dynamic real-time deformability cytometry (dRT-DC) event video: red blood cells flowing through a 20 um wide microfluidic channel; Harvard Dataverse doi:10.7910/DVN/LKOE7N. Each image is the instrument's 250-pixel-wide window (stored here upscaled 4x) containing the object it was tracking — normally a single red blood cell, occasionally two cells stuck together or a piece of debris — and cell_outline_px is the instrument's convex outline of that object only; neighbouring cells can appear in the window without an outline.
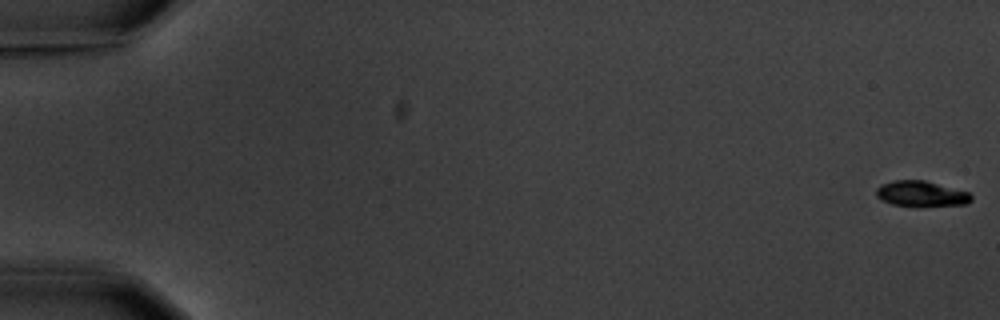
{"species": "common noctule bat (a hibernating species)", "species_latin": "Nyctalus noctula", "temperature_condition": "warm", "stored_images_in_passage": 7, "camera_frame_rate_fps": 3000, "um_per_image_px": 0.085, "animal": {"sex": "male", "body_mass_g": 20.1, "forearm_length_mm": 53.5}, "frame": {"image": 1, "passage_image": 1, "time_ms": 0.0, "image_size_px": [1000, 320], "cell_outline_px": [[972, 200], [968, 204], [892, 204], [876, 196], [876, 188], [880, 184], [896, 180], [924, 180], [968, 192], [972, 196]], "centroid_in_image_um": [78.28, 16.42], "position_along_channel_um": 6.7, "area_um2": 13.41}}
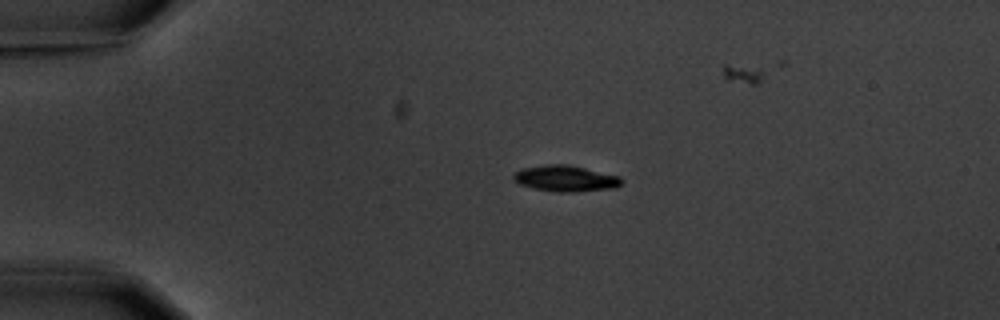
{"frame": {"image": 2, "passage_image": 4, "time_ms": 4.333, "image_size_px": [1000, 320], "cell_outline_px": [[624, 180], [616, 188], [572, 192], [560, 192], [532, 188], [520, 184], [512, 180], [512, 176], [516, 172], [524, 168], [548, 164], [568, 164], [620, 176]], "centroid_in_image_um": [48.09, 15.17], "position_along_channel_um": 36.9, "area_um2": 16.42}}
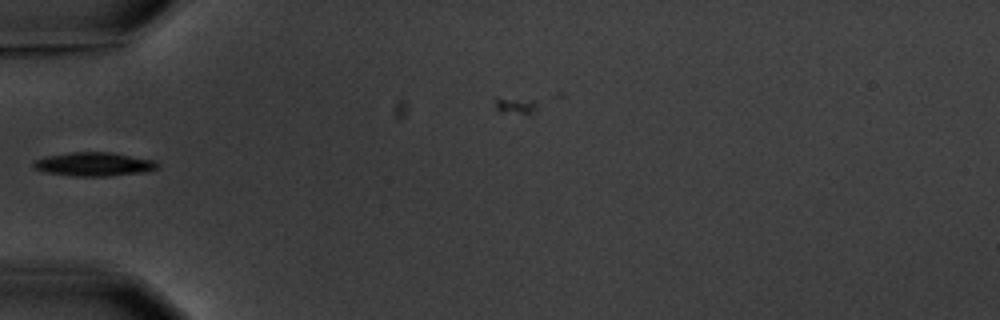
{"frame": {"image": 3, "passage_image": 6, "time_ms": 6.667, "image_size_px": [1000, 320], "cell_outline_px": [[160, 164], [156, 168], [144, 172], [108, 176], [76, 176], [48, 172], [36, 168], [32, 164], [32, 160], [48, 156], [68, 152], [108, 152], [156, 160]], "centroid_in_image_um": [8.01, 13.95], "position_along_channel_um": 77.0, "area_um2": 16.99}}